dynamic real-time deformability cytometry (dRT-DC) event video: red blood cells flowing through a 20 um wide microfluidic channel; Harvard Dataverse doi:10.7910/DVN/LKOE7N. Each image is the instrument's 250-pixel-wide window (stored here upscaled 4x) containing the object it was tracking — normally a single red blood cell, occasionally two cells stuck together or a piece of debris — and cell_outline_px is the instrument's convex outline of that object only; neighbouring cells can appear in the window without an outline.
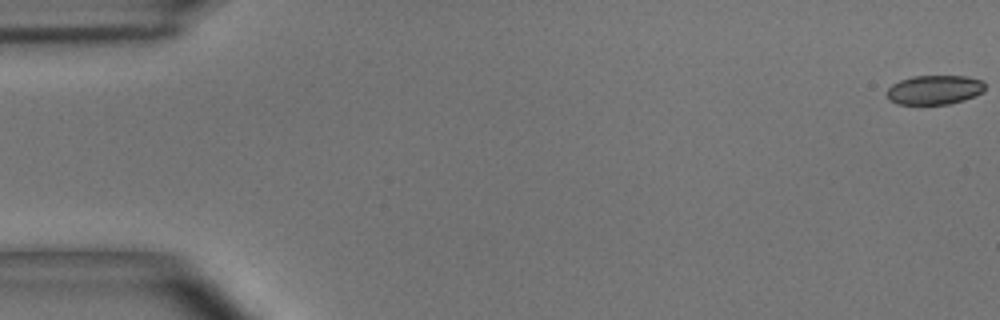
{"species": "common noctule bat (a hibernating species)", "species_latin": "Nyctalus noctula", "temperature_condition": "room temperature", "stored_images_in_passage": 13, "camera_frame_rate_fps": 3000, "um_per_image_px": 0.085, "animal": {"sex": "male", "body_mass_g": 15.6}, "frame": {"image": 1, "passage_image": 1, "time_ms": 0.0, "image_size_px": [1000, 320], "cell_outline_px": [[984, 92], [964, 100], [948, 104], [900, 104], [888, 100], [888, 88], [892, 84], [900, 80], [912, 76], [968, 76], [984, 80]], "centroid_in_image_um": [79.46, 7.63], "position_along_channel_um": 5.5, "area_um2": 16.82}}